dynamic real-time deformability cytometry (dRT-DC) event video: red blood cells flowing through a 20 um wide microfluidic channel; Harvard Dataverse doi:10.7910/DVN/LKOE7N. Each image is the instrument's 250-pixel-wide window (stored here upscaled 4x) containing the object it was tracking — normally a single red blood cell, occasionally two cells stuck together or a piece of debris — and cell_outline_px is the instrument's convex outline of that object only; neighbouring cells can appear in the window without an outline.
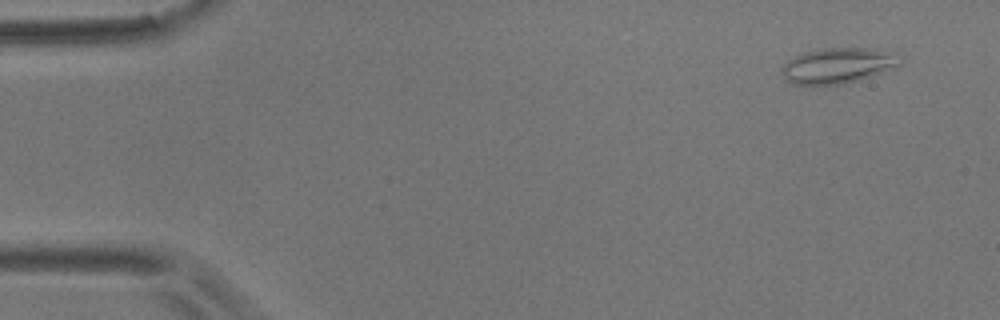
{"species": "common noctule bat (a hibernating species)", "species_latin": "Nyctalus noctula", "temperature_condition": "room temperature", "stored_images_in_passage": 6, "camera_frame_rate_fps": 3000, "um_per_image_px": 0.085, "animal": {"sex": "male", "body_mass_g": 17.9}, "frame": {"image": 1, "passage_image": 2, "time_ms": 0.333, "image_size_px": [1000, 320], "cell_outline_px": [[904, 56], [900, 64], [896, 68], [856, 80], [840, 84], [792, 84], [780, 72], [780, 68], [792, 56], [804, 52], [824, 48], [868, 48], [896, 52]], "centroid_in_image_um": [71.26, 5.55], "position_along_channel_um": 13.7, "area_um2": 24.62}}